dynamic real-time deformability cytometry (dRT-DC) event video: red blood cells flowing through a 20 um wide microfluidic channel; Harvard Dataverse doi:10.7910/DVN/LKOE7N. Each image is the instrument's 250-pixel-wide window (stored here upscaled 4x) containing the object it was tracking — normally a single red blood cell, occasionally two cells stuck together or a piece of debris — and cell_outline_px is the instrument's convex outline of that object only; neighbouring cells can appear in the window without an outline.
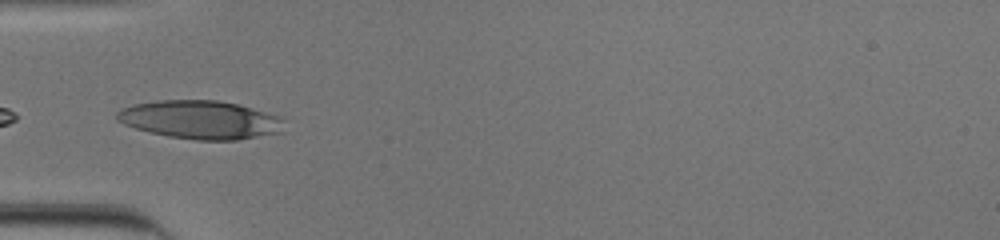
{"species": "human", "species_latin": "Homo sapiens", "temperature_condition": "cold", "stored_images_in_passage": 34, "camera_frame_rate_fps": 3000, "um_per_image_px": 0.085, "donor": {"sex": "male"}, "frame": {"image": 1, "passage_image": 1, "time_ms": 0.0, "image_size_px": [1000, 240], "cell_outline_px": [[284, 132], [236, 140], [196, 140], [168, 136], [136, 128], [124, 124], [116, 120], [116, 112], [120, 108], [136, 104], [156, 100], [216, 100], [236, 104], [284, 116]], "centroid_in_image_um": [17.08, 10.18], "position_along_channel_um": 67.9, "area_um2": 37.63}}
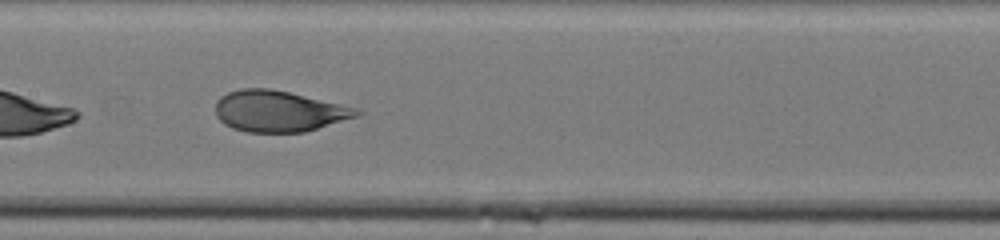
{"frame": {"image": 2, "passage_image": 10, "time_ms": 3.0, "image_size_px": [1000, 240], "cell_outline_px": [[364, 112], [360, 116], [304, 132], [248, 132], [232, 128], [224, 124], [216, 116], [216, 100], [220, 96], [228, 92], [240, 88], [268, 88], [288, 92], [340, 104], [356, 108]], "centroid_in_image_um": [23.68, 9.45], "position_along_channel_um": 183.7, "area_um2": 33.81}}
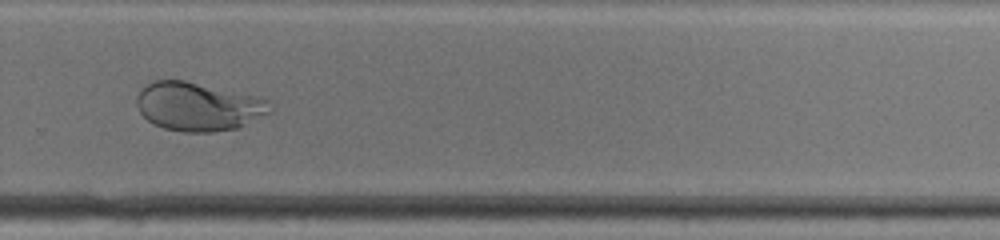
{"frame": {"image": 3, "passage_image": 20, "time_ms": 6.333, "image_size_px": [1000, 240], "cell_outline_px": [[268, 112], [240, 128], [212, 132], [184, 132], [164, 128], [152, 124], [140, 112], [136, 104], [136, 96], [140, 88], [156, 80], [184, 80], [260, 96], [268, 100]], "centroid_in_image_um": [16.81, 9.05], "position_along_channel_um": 313.0, "area_um2": 37.8}, "authors_computed_cell_mechanics": {"area_um2": 36.1539, "velocity_mm_per_s": 3.8851, "shape_relaxation_time_tau1_ms": 8.2229, "shape_relaxation_time_tau2_ms": null, "deformation_change_tau1": 0.2603, "deformation_change_tau2": null}}